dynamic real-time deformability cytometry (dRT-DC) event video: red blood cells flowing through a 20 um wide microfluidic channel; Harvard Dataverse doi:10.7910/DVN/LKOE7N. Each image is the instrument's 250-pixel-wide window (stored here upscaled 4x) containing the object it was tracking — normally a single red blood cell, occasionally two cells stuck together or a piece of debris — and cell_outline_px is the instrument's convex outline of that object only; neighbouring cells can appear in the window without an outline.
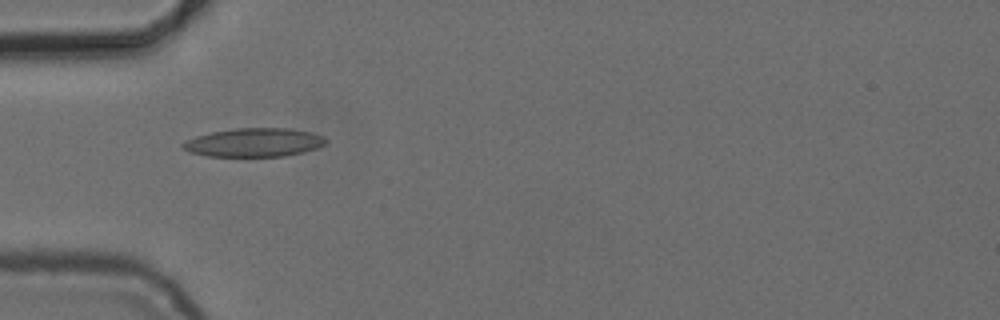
{"species": "common noctule bat (a hibernating species)", "species_latin": "Nyctalus noctula", "temperature_condition": "cold", "stored_images_in_passage": 5, "camera_frame_rate_fps": 3000, "um_per_image_px": 0.085, "animal": {"sex": "female", "body_mass_g": 24.6, "forearm_length_mm": 56.2}, "frame": {"image": 1, "passage_image": 3, "time_ms": 2.333, "image_size_px": [1000, 320], "cell_outline_px": [[328, 140], [324, 144], [316, 148], [304, 152], [284, 156], [208, 156], [188, 152], [180, 144], [184, 140], [196, 136], [212, 132], [236, 128], [292, 128], [312, 132], [324, 136]], "centroid_in_image_um": [21.6, 12.1], "position_along_channel_um": 63.4, "area_um2": 23.99}}
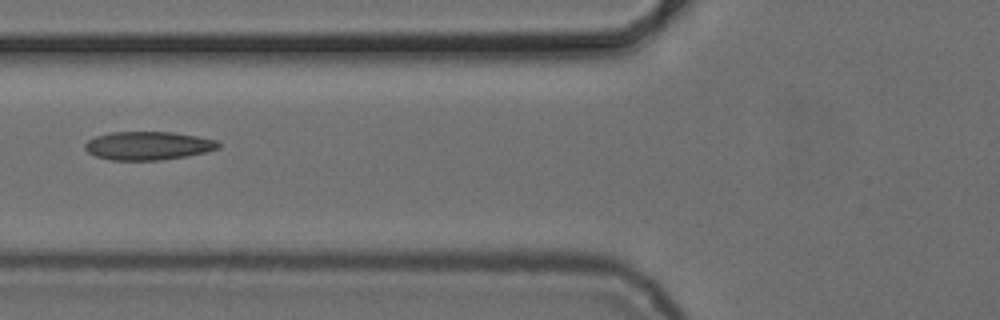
{"frame": {"image": 2, "passage_image": 4, "time_ms": 3.667, "image_size_px": [1000, 320], "cell_outline_px": [[220, 148], [188, 156], [160, 160], [108, 160], [96, 156], [88, 152], [84, 148], [84, 144], [88, 140], [96, 136], [112, 132], [172, 132], [196, 136], [216, 140], [220, 144]], "centroid_in_image_um": [12.57, 12.39], "position_along_channel_um": 113.2, "area_um2": 22.08}}
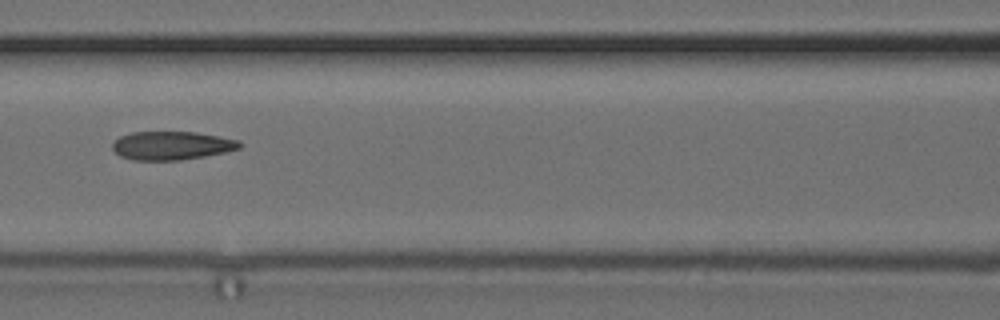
{"frame": {"image": 3, "passage_image": 5, "time_ms": 4.667, "image_size_px": [1000, 320], "cell_outline_px": [[244, 144], [240, 148], [228, 152], [180, 160], [132, 160], [120, 156], [112, 148], [112, 144], [120, 136], [132, 132], [196, 132], [220, 136], [240, 140]], "centroid_in_image_um": [14.64, 12.37], "position_along_channel_um": 152.0, "area_um2": 21.27}}